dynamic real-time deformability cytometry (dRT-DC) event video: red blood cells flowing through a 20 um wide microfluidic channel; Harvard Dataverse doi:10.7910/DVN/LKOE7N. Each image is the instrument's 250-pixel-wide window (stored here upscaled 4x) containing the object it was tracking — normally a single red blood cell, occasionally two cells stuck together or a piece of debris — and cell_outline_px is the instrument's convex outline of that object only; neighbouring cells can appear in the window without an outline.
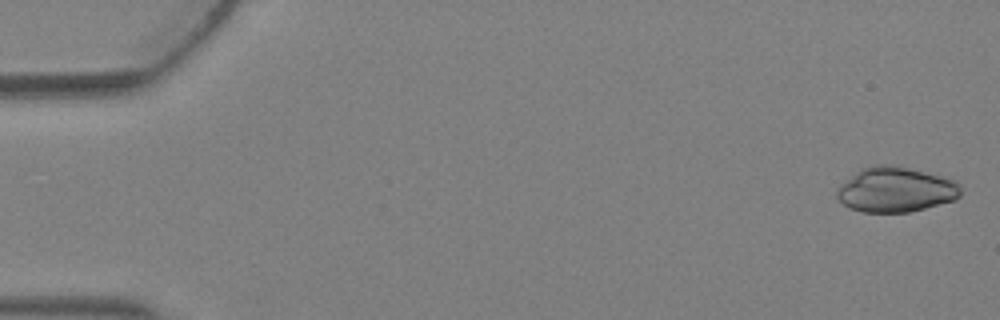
{"species": "Egyptian fruit bat (a non-hibernating species)", "species_latin": "Rousettus aegyptiacus", "temperature_condition": "warm", "stored_images_in_passage": 5, "camera_frame_rate_fps": 3000, "um_per_image_px": 0.085, "animal": {"sex": "female"}, "frame": {"image": 1, "passage_image": 1, "time_ms": 0.0, "image_size_px": [1000, 320], "cell_outline_px": [[960, 196], [956, 200], [908, 212], [860, 212], [848, 208], [836, 196], [836, 188], [844, 180], [860, 168], [872, 164], [892, 164], [956, 180], [960, 184]], "centroid_in_image_um": [76.09, 16.11], "position_along_channel_um": 8.9, "area_um2": 32.77}}